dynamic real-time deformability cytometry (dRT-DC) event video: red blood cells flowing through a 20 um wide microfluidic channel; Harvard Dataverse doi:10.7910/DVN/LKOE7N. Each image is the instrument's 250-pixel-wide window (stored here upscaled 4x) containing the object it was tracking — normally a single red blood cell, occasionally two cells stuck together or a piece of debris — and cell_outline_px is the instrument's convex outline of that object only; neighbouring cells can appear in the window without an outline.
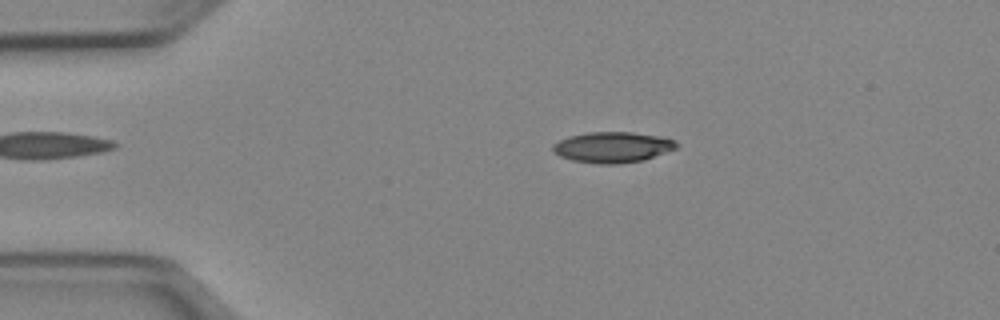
{"species": "Egyptian fruit bat (a non-hibernating species)", "species_latin": "Rousettus aegyptiacus", "temperature_condition": "cold", "stored_images_in_passage": 51, "camera_frame_rate_fps": 3000, "um_per_image_px": 0.085, "animal": {"sex": "female"}, "frame": {"image": 1, "passage_image": 10, "time_ms": 3.0, "image_size_px": [1000, 320], "cell_outline_px": [[676, 148], [644, 160], [620, 164], [600, 164], [572, 160], [560, 156], [552, 152], [552, 144], [568, 136], [588, 132], [632, 132], [664, 136], [676, 140]], "centroid_in_image_um": [52.06, 12.51], "position_along_channel_um": 32.9, "area_um2": 22.31}}
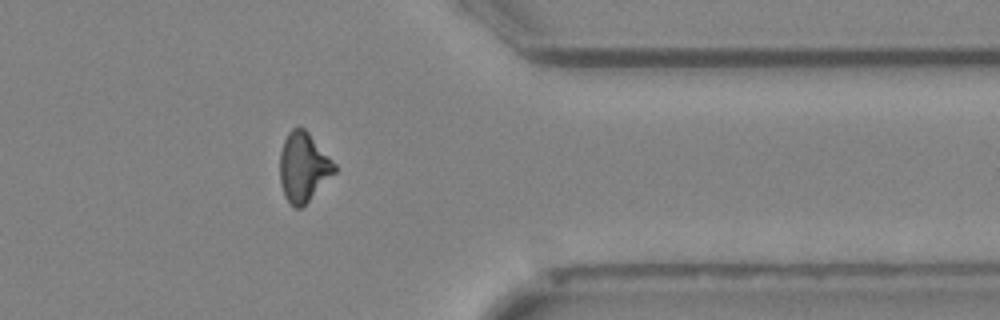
{"frame": {"image": 2, "passage_image": 41, "time_ms": 13.333, "image_size_px": [1000, 320], "cell_outline_px": [[336, 172], [300, 208], [296, 208], [284, 196], [280, 180], [280, 152], [284, 140], [288, 132], [292, 128], [304, 128], [308, 132], [336, 164]], "centroid_in_image_um": [25.78, 14.18], "position_along_channel_um": 385.6, "area_um2": 21.68}}
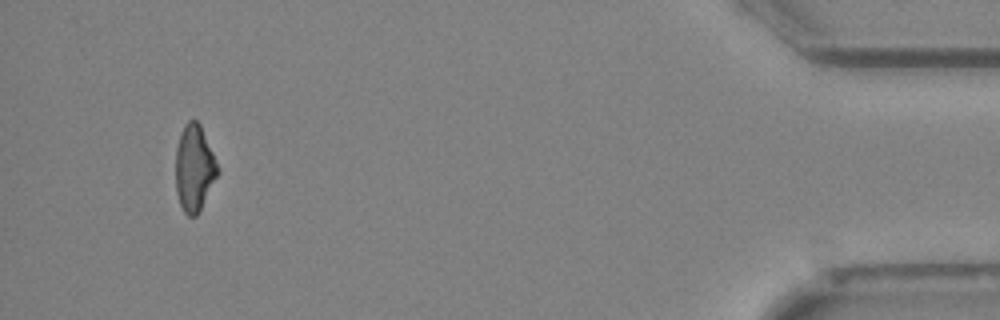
{"frame": {"image": 3, "passage_image": 48, "time_ms": 15.667, "image_size_px": [1000, 320], "cell_outline_px": [[220, 168], [200, 212], [196, 216], [188, 216], [184, 212], [180, 204], [176, 192], [176, 148], [180, 132], [184, 124], [188, 120], [196, 120], [200, 124]], "centroid_in_image_um": [16.51, 14.29], "position_along_channel_um": 418.7, "area_um2": 21.21}, "authors_computed_cell_mechanics": {"area_um2": 22.253, "velocity_mm_per_s": 3.9709, "shape_relaxation_time_tau1_ms": 6.258, "shape_relaxation_time_tau2_ms": 4.3074, "deformation_change_tau1": 0.1637, "deformation_change_tau2": 0.1261}}